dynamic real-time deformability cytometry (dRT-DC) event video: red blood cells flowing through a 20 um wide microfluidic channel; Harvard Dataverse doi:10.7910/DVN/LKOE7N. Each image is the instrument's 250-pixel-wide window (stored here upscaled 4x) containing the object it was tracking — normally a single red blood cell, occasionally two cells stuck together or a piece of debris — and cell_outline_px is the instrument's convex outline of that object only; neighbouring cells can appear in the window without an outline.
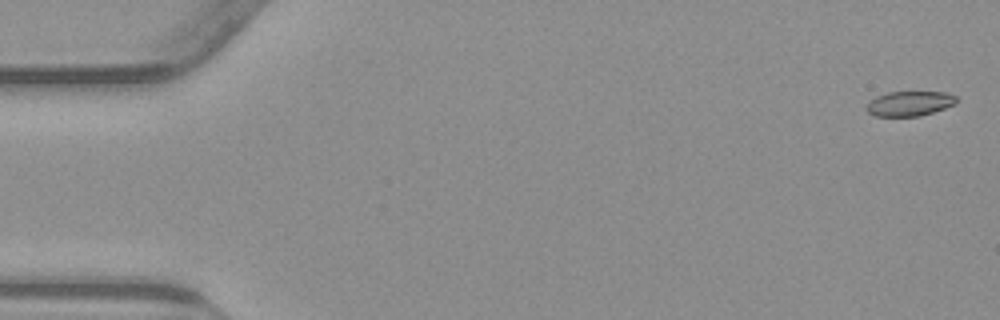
{"species": "common noctule bat (a hibernating species)", "species_latin": "Nyctalus noctula", "temperature_condition": "warm", "stored_images_in_passage": 15, "camera_frame_rate_fps": 3000, "um_per_image_px": 0.085, "animal": {"sex": "male", "body_mass_g": 23.1, "forearm_length_mm": 52.7}, "frame": {"image": 1, "passage_image": 2, "time_ms": 0.333, "image_size_px": [1000, 320], "cell_outline_px": [[956, 104], [920, 116], [876, 116], [868, 112], [864, 108], [868, 100], [876, 96], [888, 92], [944, 92], [956, 96]], "centroid_in_image_um": [77.26, 8.8], "position_along_channel_um": 7.7, "area_um2": 13.06}}